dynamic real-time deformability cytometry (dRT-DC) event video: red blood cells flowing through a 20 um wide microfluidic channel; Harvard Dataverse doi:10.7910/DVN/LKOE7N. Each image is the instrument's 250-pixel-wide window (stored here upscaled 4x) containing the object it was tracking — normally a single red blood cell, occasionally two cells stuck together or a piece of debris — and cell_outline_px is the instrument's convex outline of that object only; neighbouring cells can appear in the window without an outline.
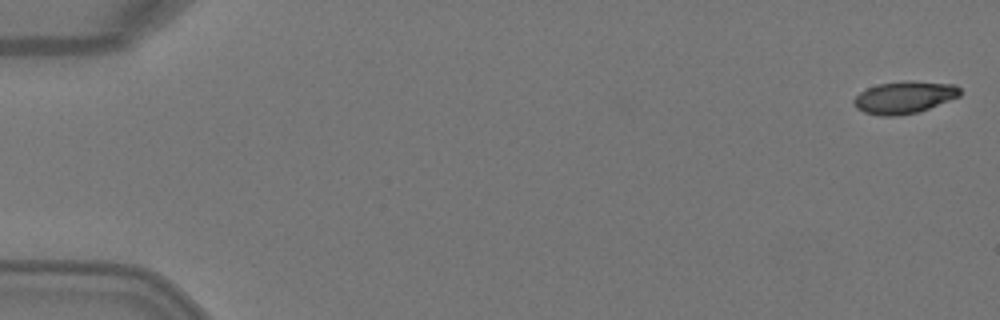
{"species": "Egyptian fruit bat (a non-hibernating species)", "species_latin": "Rousettus aegyptiacus", "temperature_condition": "warm", "stored_images_in_passage": 6, "camera_frame_rate_fps": 3000, "um_per_image_px": 0.085, "animal": {"sex": "female"}, "frame": {"image": 1, "passage_image": 1, "time_ms": 0.0, "image_size_px": [1000, 320], "cell_outline_px": [[960, 96], [928, 108], [916, 112], [900, 116], [880, 116], [864, 112], [856, 108], [852, 104], [852, 100], [860, 92], [868, 88], [880, 84], [904, 80], [912, 80], [956, 84], [960, 88]], "centroid_in_image_um": [76.85, 8.27], "position_along_channel_um": 8.2, "area_um2": 20.06}}